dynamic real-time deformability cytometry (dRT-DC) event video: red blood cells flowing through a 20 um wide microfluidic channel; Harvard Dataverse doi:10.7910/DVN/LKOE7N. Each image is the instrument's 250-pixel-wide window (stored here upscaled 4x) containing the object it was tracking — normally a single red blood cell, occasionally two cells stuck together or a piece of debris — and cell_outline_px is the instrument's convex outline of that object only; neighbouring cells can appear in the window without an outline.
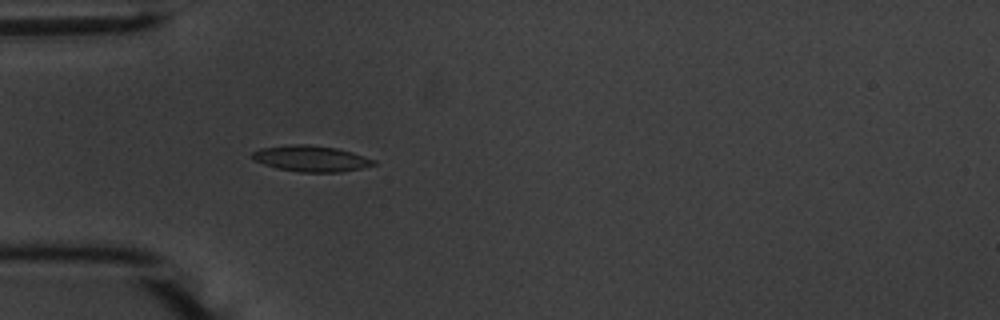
{"species": "common noctule bat (a hibernating species)", "species_latin": "Nyctalus noctula", "temperature_condition": "warm", "stored_images_in_passage": 16, "camera_frame_rate_fps": 3000, "um_per_image_px": 0.085, "animal": {"sex": "male", "body_mass_g": 20.1, "forearm_length_mm": 53.5}, "frame": {"image": 1, "passage_image": 16, "time_ms": 5.0, "image_size_px": [1000, 320], "cell_outline_px": [[376, 164], [360, 168], [340, 172], [300, 172], [276, 168], [252, 160], [248, 156], [252, 152], [260, 148], [292, 144], [308, 144], [336, 148], [352, 152], [376, 160]], "centroid_in_image_um": [26.38, 13.47], "position_along_channel_um": 58.6, "area_um2": 18.5}}